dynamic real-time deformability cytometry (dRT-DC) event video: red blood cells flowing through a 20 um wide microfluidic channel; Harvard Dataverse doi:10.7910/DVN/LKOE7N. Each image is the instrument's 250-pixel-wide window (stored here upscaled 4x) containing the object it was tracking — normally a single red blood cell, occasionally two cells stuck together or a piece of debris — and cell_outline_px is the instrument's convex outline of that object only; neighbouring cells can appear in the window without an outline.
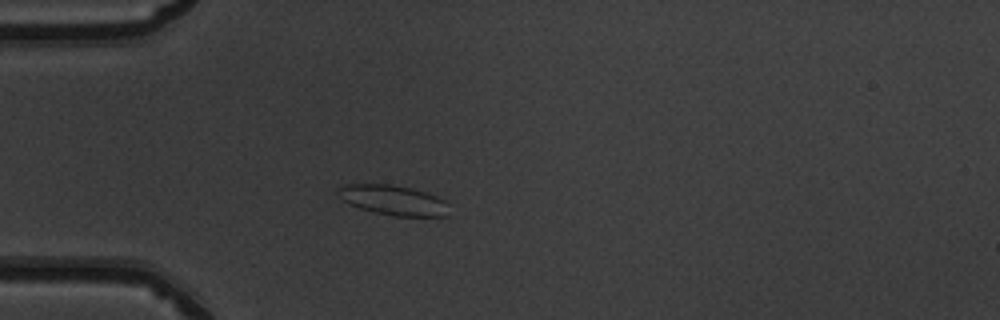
{"species": "common noctule bat (a hibernating species)", "species_latin": "Nyctalus noctula", "temperature_condition": "warm", "stored_images_in_passage": 37, "camera_frame_rate_fps": 3000, "um_per_image_px": 0.085, "animal": {"sex": "male", "body_mass_g": 19.5, "forearm_length_mm": 54.6}, "frame": {"image": 1, "passage_image": 1, "time_ms": 0.0, "image_size_px": [1000, 320], "cell_outline_px": [[448, 216], [392, 216], [372, 212], [348, 204], [344, 200], [336, 188], [344, 184], [388, 184], [412, 188], [436, 196], [444, 200], [448, 204]], "centroid_in_image_um": [33.43, 17.02], "position_along_channel_um": 51.6, "area_um2": 19.36}}
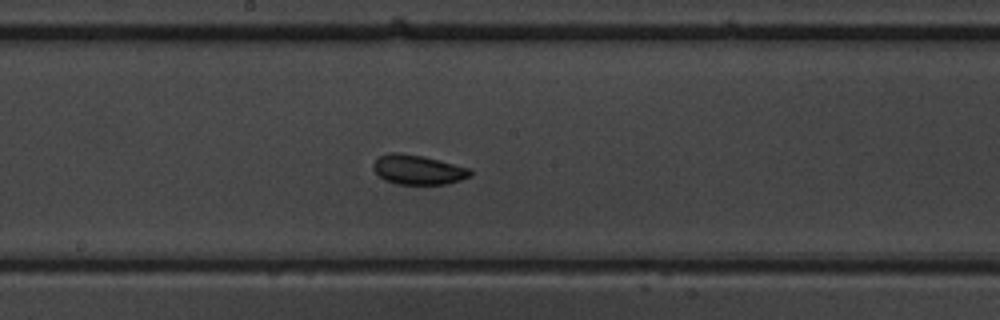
{"frame": {"image": 2, "passage_image": 14, "time_ms": 4.333, "image_size_px": [1000, 320], "cell_outline_px": [[472, 176], [448, 184], [396, 184], [384, 180], [372, 168], [372, 164], [380, 156], [388, 152], [400, 152], [424, 156], [472, 168]], "centroid_in_image_um": [35.56, 14.42], "position_along_channel_um": 212.6, "area_um2": 16.99}}
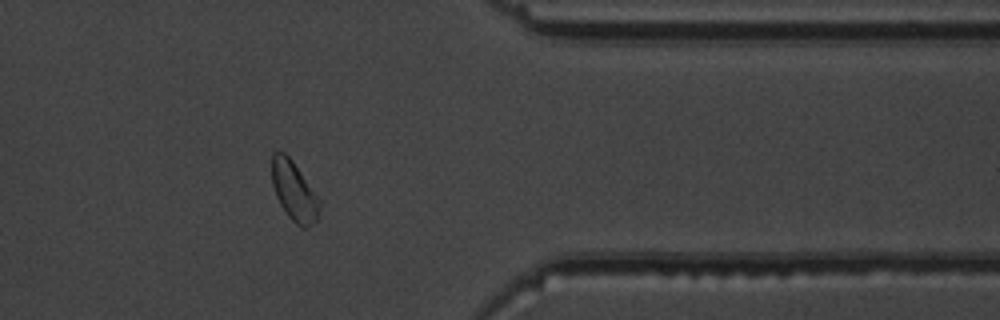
{"frame": {"image": 3, "passage_image": 28, "time_ms": 9.0, "image_size_px": [1000, 320], "cell_outline_px": [[320, 208], [316, 220], [308, 228], [300, 228], [288, 216], [280, 204], [276, 196], [272, 184], [272, 152], [276, 148], [284, 152], [292, 160], [320, 200]], "centroid_in_image_um": [24.97, 16.23], "position_along_channel_um": 386.4, "area_um2": 16.53}, "authors_computed_cell_mechanics": {"area_um2": 16.762, "velocity_mm_per_s": 3.9976, "shape_relaxation_time_tau1_ms": 4.2093, "shape_relaxation_time_tau2_ms": 11.0994, "deformation_change_tau1": 0.1022, "deformation_change_tau2": 0.1711}}